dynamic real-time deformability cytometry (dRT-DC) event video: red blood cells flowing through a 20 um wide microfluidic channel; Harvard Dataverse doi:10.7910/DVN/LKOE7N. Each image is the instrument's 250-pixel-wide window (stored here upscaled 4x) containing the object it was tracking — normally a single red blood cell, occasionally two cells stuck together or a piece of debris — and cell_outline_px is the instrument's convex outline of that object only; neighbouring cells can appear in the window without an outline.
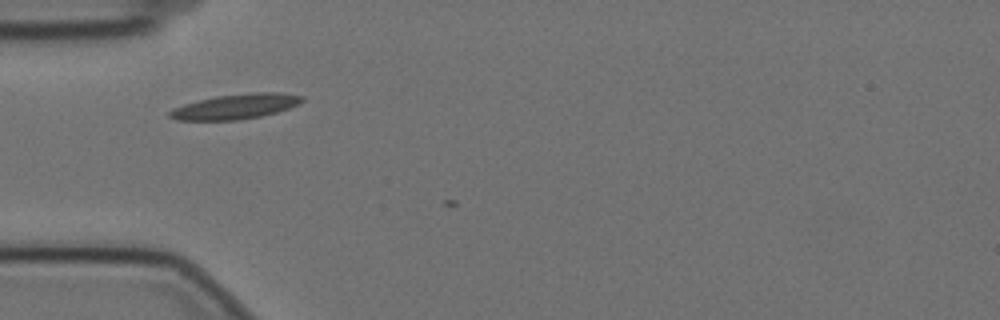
{"species": "Egyptian fruit bat (a non-hibernating species)", "species_latin": "Rousettus aegyptiacus", "temperature_condition": "cold", "stored_images_in_passage": 3, "camera_frame_rate_fps": 3000, "um_per_image_px": 0.085, "animal": {"sex": "female"}, "frame": {"image": 1, "passage_image": 2, "time_ms": 0.333, "image_size_px": [1000, 320], "cell_outline_px": [[304, 100], [300, 104], [276, 112], [260, 116], [236, 120], [176, 120], [168, 116], [168, 112], [172, 108], [184, 104], [216, 96], [252, 92], [280, 92], [304, 96]], "centroid_in_image_um": [20.03, 9.04], "position_along_channel_um": 65.0, "area_um2": 19.31}}